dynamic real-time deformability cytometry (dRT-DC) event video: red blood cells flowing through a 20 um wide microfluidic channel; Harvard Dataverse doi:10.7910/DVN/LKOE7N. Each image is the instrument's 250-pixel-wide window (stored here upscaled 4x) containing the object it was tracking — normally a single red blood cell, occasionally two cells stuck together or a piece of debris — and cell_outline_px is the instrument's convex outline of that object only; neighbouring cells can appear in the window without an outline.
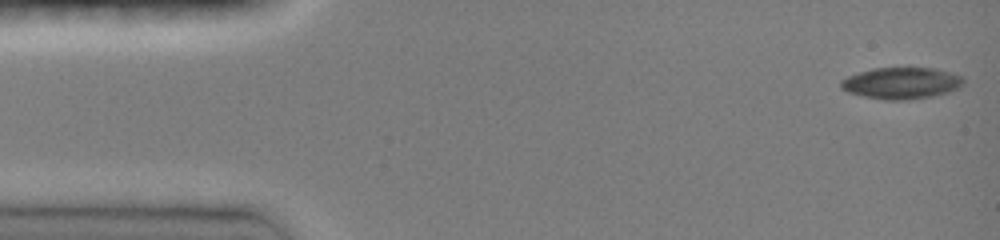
{"species": "common noctule bat (a hibernating species)", "species_latin": "Nyctalus noctula", "temperature_condition": "room temperature", "stored_images_in_passage": 47, "camera_frame_rate_fps": 3000, "um_per_image_px": 0.085, "animal": {"sex": "female", "body_mass_g": 19.0, "forearm_length_mm": 51.5}, "frame": {"image": 1, "passage_image": 1, "time_ms": 0.0, "image_size_px": [1000, 240], "cell_outline_px": [[964, 84], [948, 92], [932, 96], [908, 100], [884, 100], [864, 96], [848, 92], [840, 88], [840, 80], [848, 76], [872, 68], [936, 68], [964, 76]], "centroid_in_image_um": [76.62, 7.06], "position_along_channel_um": 8.4, "area_um2": 22.6}}
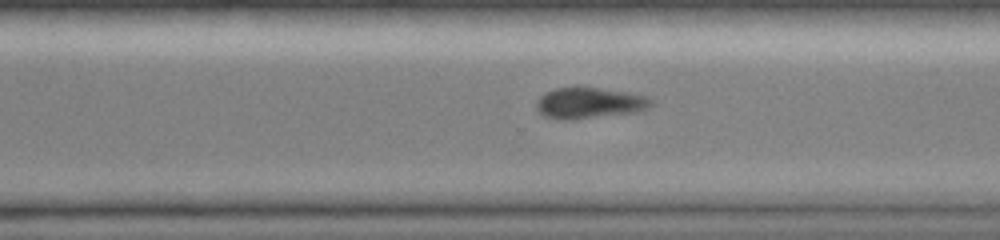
{"frame": {"image": 2, "passage_image": 33, "time_ms": 10.667, "image_size_px": [1000, 240], "cell_outline_px": [[652, 104], [648, 108], [636, 112], [568, 120], [560, 120], [544, 116], [536, 108], [536, 100], [540, 96], [556, 88], [600, 88], [632, 92], [644, 96], [652, 100]], "centroid_in_image_um": [50.1, 8.76], "position_along_channel_um": 320.5, "area_um2": 20.58}}
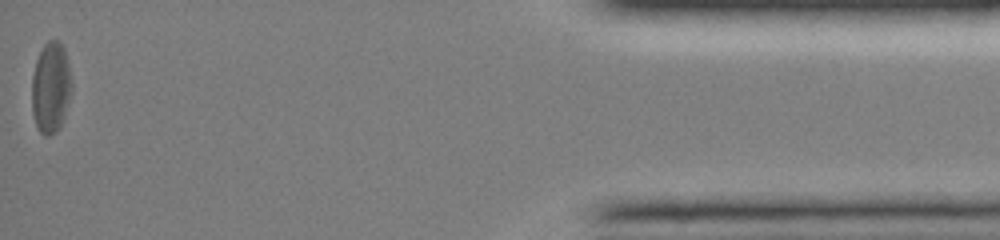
{"frame": {"image": 3, "passage_image": 47, "time_ms": 15.333, "image_size_px": [1000, 240], "cell_outline_px": [[72, 88], [60, 124], [56, 132], [48, 136], [44, 136], [36, 128], [32, 112], [32, 76], [36, 60], [44, 44], [48, 40], [60, 40], [64, 48], [68, 60], [72, 84]], "centroid_in_image_um": [4.3, 7.41], "position_along_channel_um": 430.9, "area_um2": 21.1}, "authors_computed_cell_mechanics": {"area_um2": 22.542, "velocity_mm_per_s": 3.9975, "shape_relaxation_time_tau1_ms": 2.1268, "shape_relaxation_time_tau2_ms": null, "deformation_change_tau1": 0.0758, "deformation_change_tau2": null}}